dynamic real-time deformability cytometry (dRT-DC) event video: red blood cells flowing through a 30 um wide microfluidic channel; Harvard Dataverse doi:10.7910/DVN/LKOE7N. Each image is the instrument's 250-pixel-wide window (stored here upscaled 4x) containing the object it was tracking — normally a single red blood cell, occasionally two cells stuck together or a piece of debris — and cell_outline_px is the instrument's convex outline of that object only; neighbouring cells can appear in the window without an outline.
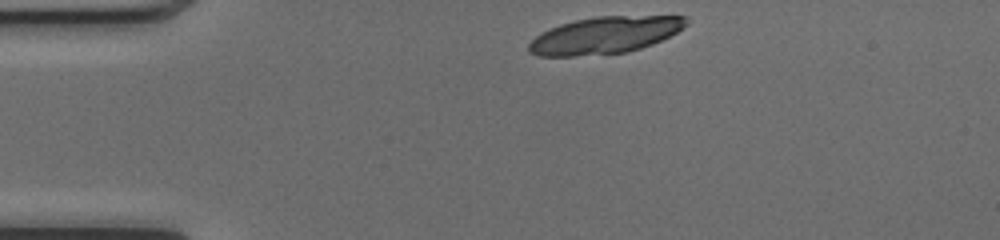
{"species": "common noctule bat (a hibernating species)", "species_latin": "Nyctalus noctula", "temperature_condition": "cold", "stored_images_in_passage": 41, "segment_of_instrument_passage": [1, 2], "camera_frame_rate_fps": 3000, "um_per_image_px": 0.085, "animal": {"sex": "female", "body_mass_g": 17.0, "forearm_length_mm": 48.0}, "frame": {"image": 1, "passage_image": 1, "time_ms": 0.0, "image_size_px": [1000, 240], "cell_outline_px": [[688, 24], [676, 32], [652, 44], [628, 52], [576, 56], [540, 56], [528, 52], [528, 44], [540, 32], [548, 28], [560, 24], [592, 16], [684, 16], [688, 20]], "centroid_in_image_um": [51.37, 2.99], "position_along_channel_um": 33.6, "area_um2": 33.81}}